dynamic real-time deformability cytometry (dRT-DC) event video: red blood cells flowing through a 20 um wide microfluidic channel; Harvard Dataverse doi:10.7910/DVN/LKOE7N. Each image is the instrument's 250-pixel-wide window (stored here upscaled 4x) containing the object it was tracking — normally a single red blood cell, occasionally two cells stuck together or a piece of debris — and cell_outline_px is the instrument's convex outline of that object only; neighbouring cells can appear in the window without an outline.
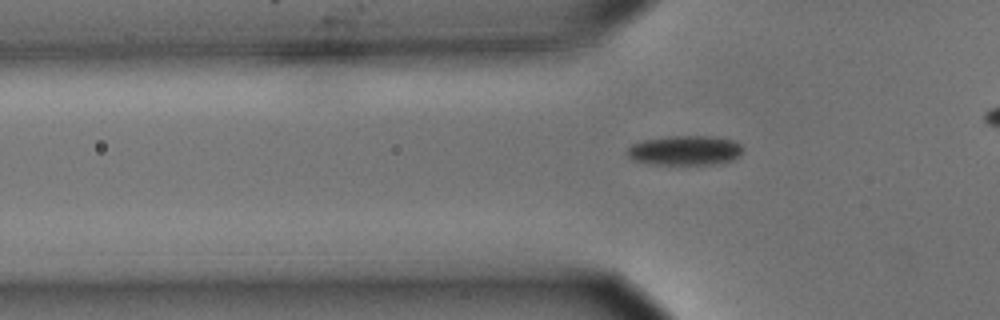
{"species": "common noctule bat (a hibernating species)", "species_latin": "Nyctalus noctula", "temperature_condition": "cold", "stored_images_in_passage": 37, "camera_frame_rate_fps": 3000, "um_per_image_px": 0.085, "animal": {"sex": "male", "body_mass_g": 15.6}, "frame": {"image": 1, "passage_image": 6, "time_ms": 1.667, "image_size_px": [1000, 320], "cell_outline_px": [[744, 148], [740, 156], [724, 164], [652, 164], [632, 160], [624, 152], [632, 144], [640, 140], [668, 136], [708, 136], [732, 140], [740, 144]], "centroid_in_image_um": [58.21, 12.79], "position_along_channel_um": 67.6, "area_um2": 20.29}}
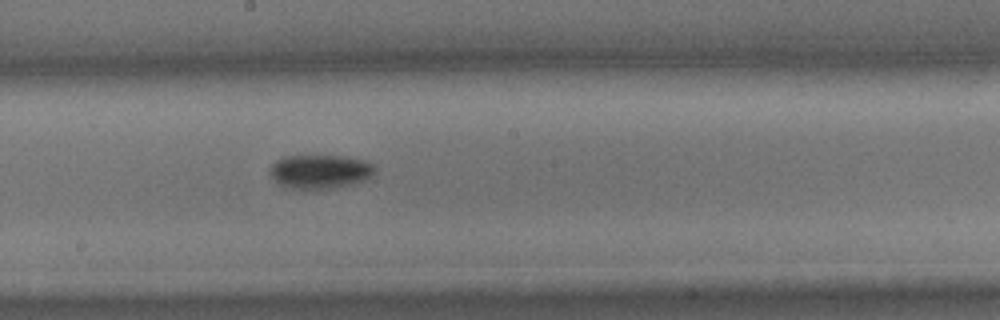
{"frame": {"image": 2, "passage_image": 19, "time_ms": 6.0, "image_size_px": [1000, 320], "cell_outline_px": [[376, 168], [364, 180], [352, 184], [336, 188], [308, 192], [292, 188], [280, 184], [268, 172], [268, 168], [276, 160], [284, 156], [340, 156], [368, 160], [376, 164]], "centroid_in_image_um": [27.19, 14.61], "position_along_channel_um": 221.0, "area_um2": 21.27}}
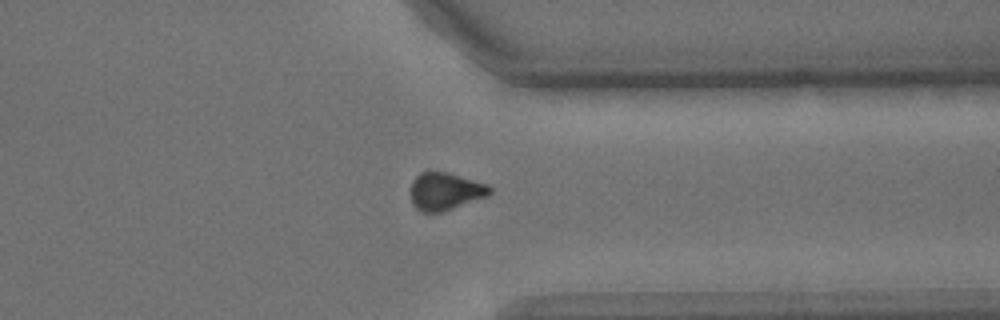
{"frame": {"image": 3, "passage_image": 32, "time_ms": 10.333, "image_size_px": [1000, 320], "cell_outline_px": [[492, 192], [488, 196], [444, 212], [420, 212], [412, 204], [412, 180], [420, 172], [448, 172], [488, 184], [492, 188]], "centroid_in_image_um": [37.88, 16.27], "position_along_channel_um": 373.5, "area_um2": 17.46}}